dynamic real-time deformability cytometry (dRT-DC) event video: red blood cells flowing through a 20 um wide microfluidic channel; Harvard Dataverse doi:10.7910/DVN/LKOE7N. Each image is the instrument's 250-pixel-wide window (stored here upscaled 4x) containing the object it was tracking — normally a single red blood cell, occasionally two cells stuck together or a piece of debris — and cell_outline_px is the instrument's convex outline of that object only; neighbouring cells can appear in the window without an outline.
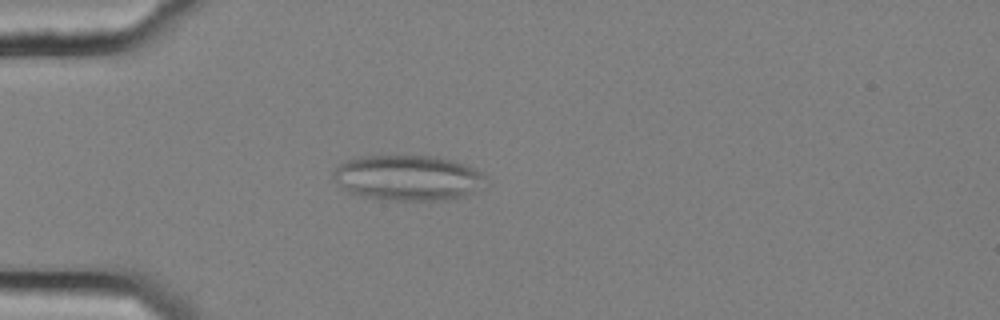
{"species": "common noctule bat (a hibernating species)", "species_latin": "Nyctalus noctula", "temperature_condition": "cold", "stored_images_in_passage": 55, "camera_frame_rate_fps": 3000, "um_per_image_px": 0.085, "animal": {"sex": "female", "body_mass_g": 25.1}, "frame": {"image": 1, "passage_image": 16, "time_ms": 5.0, "image_size_px": [1000, 320], "cell_outline_px": [[488, 180], [476, 192], [464, 196], [448, 200], [392, 200], [360, 196], [348, 192], [340, 188], [332, 176], [332, 172], [344, 160], [360, 156], [436, 156], [452, 160], [464, 164], [480, 172]], "centroid_in_image_um": [34.65, 15.12], "position_along_channel_um": 50.4, "area_um2": 40.63}}
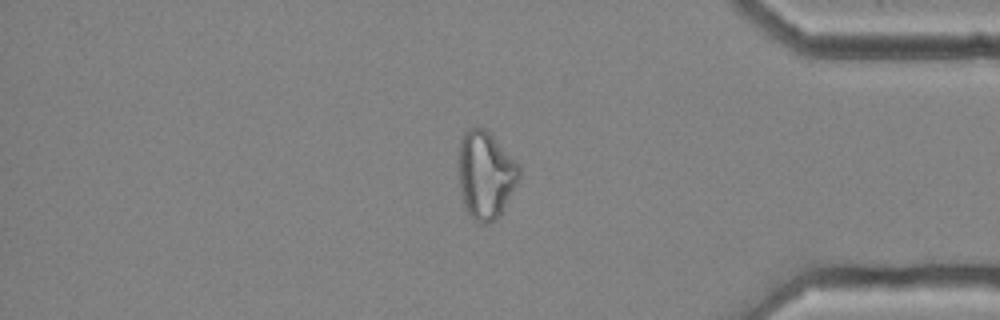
{"frame": {"image": 2, "passage_image": 47, "time_ms": 15.333, "image_size_px": [1000, 320], "cell_outline_px": [[520, 176], [500, 216], [496, 220], [488, 224], [480, 224], [472, 220], [464, 204], [460, 188], [460, 140], [464, 132], [468, 128], [484, 128], [520, 164]], "centroid_in_image_um": [41.29, 14.9], "position_along_channel_um": 393.9, "area_um2": 30.69}}